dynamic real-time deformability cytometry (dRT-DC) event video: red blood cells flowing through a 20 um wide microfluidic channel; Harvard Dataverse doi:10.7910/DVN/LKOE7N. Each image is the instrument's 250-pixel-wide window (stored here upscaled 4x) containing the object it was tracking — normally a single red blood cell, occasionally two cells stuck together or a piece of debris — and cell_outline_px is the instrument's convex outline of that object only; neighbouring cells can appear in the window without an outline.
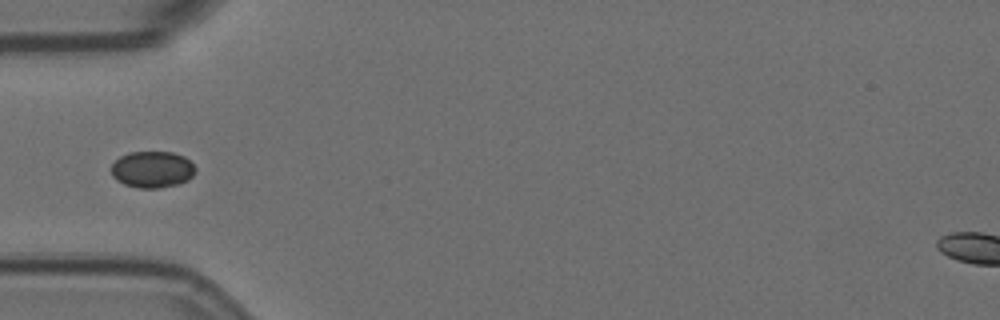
{"species": "Egyptian fruit bat (a non-hibernating species)", "species_latin": "Rousettus aegyptiacus", "temperature_condition": "room temperature", "stored_images_in_passage": 8, "camera_frame_rate_fps": 3000, "um_per_image_px": 0.085, "animal": {"sex": "female"}, "frame": {"image": 1, "passage_image": 4, "time_ms": 1.0, "image_size_px": [1000, 320], "cell_outline_px": [[196, 172], [188, 180], [180, 184], [160, 188], [136, 188], [124, 184], [116, 180], [112, 176], [112, 164], [120, 156], [128, 152], [172, 152], [184, 156], [196, 168]], "centroid_in_image_um": [12.95, 14.41], "position_along_channel_um": 72.1, "area_um2": 18.09}}
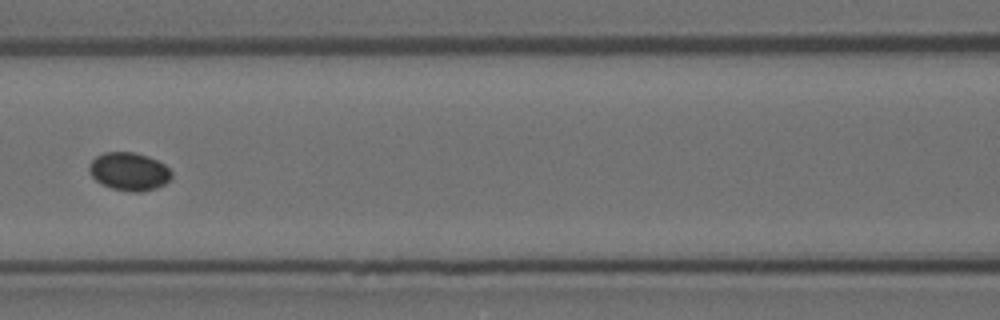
{"frame": {"image": 2, "passage_image": 6, "time_ms": 1.667, "image_size_px": [1000, 320], "cell_outline_px": [[172, 176], [164, 184], [156, 188], [140, 192], [132, 192], [112, 188], [100, 184], [92, 176], [88, 168], [92, 160], [96, 156], [104, 152], [136, 152], [148, 156], [164, 164], [172, 172]], "centroid_in_image_um": [10.97, 14.57], "position_along_channel_um": 155.6, "area_um2": 18.26}}
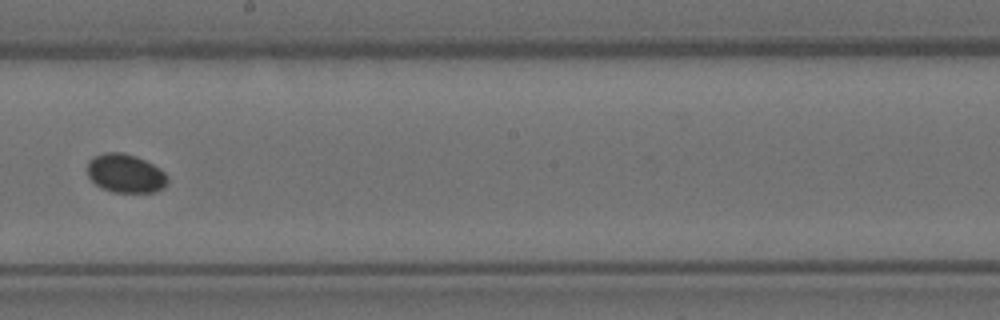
{"frame": {"image": 3, "passage_image": 8, "time_ms": 2.333, "image_size_px": [1000, 320], "cell_outline_px": [[168, 184], [164, 188], [156, 192], [112, 192], [100, 188], [88, 176], [88, 160], [92, 156], [104, 152], [124, 152], [136, 156], [160, 168], [168, 176]], "centroid_in_image_um": [10.67, 14.74], "position_along_channel_um": 237.5, "area_um2": 18.38}}